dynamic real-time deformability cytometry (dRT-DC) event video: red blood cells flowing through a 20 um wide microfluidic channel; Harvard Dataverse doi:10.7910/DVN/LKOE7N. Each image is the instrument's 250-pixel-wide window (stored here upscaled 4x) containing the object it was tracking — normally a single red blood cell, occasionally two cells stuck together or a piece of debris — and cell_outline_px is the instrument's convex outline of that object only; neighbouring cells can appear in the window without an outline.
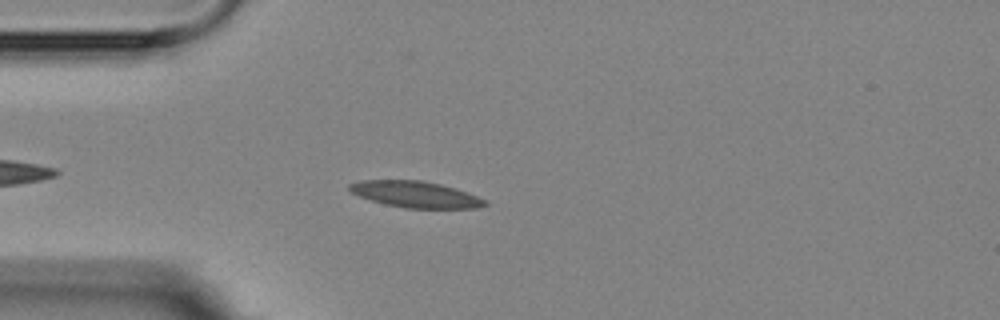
{"species": "Egyptian fruit bat (a non-hibernating species)", "species_latin": "Rousettus aegyptiacus", "temperature_condition": "room temperature", "stored_images_in_passage": 5, "camera_frame_rate_fps": 3000, "um_per_image_px": 0.085, "animal": {"sex": "female"}, "frame": {"image": 1, "passage_image": 5, "time_ms": 4.667, "image_size_px": [1000, 320], "cell_outline_px": [[488, 204], [476, 208], [404, 208], [384, 204], [360, 196], [352, 192], [348, 188], [348, 184], [360, 180], [420, 180], [440, 184], [456, 188], [488, 200]], "centroid_in_image_um": [35.33, 16.52], "position_along_channel_um": 49.7, "area_um2": 20.75}}